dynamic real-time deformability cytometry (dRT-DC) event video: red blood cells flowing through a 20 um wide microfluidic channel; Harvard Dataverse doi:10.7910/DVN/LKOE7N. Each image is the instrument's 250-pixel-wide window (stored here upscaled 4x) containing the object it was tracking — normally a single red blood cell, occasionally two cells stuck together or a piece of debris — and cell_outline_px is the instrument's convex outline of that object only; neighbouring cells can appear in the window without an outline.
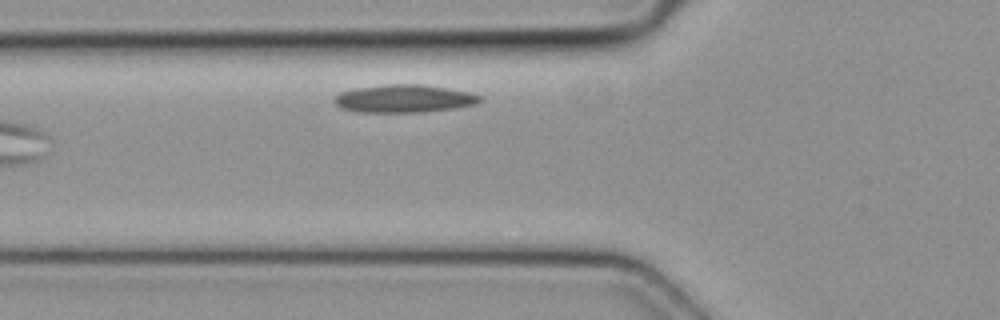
{"species": "common noctule bat (a hibernating species)", "species_latin": "Nyctalus noctula", "temperature_condition": "cold", "stored_images_in_passage": 3, "camera_frame_rate_fps": 3000, "um_per_image_px": 0.085, "animal": {"sex": "female", "body_mass_g": 19.3, "forearm_length_mm": 54.1}, "frame": {"image": 1, "passage_image": 3, "time_ms": 0.667, "image_size_px": [1000, 320], "cell_outline_px": [[484, 100], [476, 104], [456, 108], [420, 112], [356, 112], [340, 108], [332, 100], [340, 92], [356, 88], [384, 84], [420, 84], [472, 92], [480, 96]], "centroid_in_image_um": [34.35, 8.38], "position_along_channel_um": 91.5, "area_um2": 23.81}}